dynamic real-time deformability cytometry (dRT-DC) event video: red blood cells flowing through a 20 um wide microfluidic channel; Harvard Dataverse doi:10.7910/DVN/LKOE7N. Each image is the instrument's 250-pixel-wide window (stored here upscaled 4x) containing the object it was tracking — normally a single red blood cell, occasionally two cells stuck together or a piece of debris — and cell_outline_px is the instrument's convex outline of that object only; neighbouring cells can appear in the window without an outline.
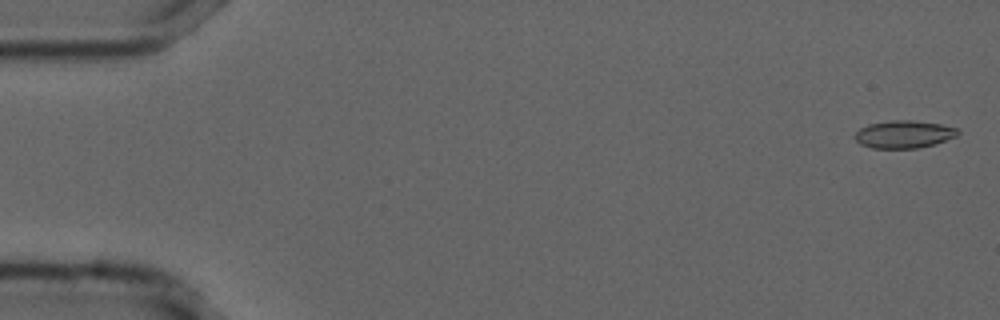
{"species": "common noctule bat (a hibernating species)", "species_latin": "Nyctalus noctula", "temperature_condition": "cold", "stored_images_in_passage": 52, "camera_frame_rate_fps": 3000, "um_per_image_px": 0.085, "animal": {"sex": "male", "forearm_length_mm": 52.5}, "frame": {"image": 1, "passage_image": 2, "time_ms": 0.333, "image_size_px": [1000, 320], "cell_outline_px": [[960, 132], [956, 136], [936, 144], [916, 148], [872, 148], [860, 144], [852, 136], [860, 128], [868, 124], [892, 120], [912, 120], [940, 124], [956, 128]], "centroid_in_image_um": [76.81, 11.41], "position_along_channel_um": 8.2, "area_um2": 16.59}}
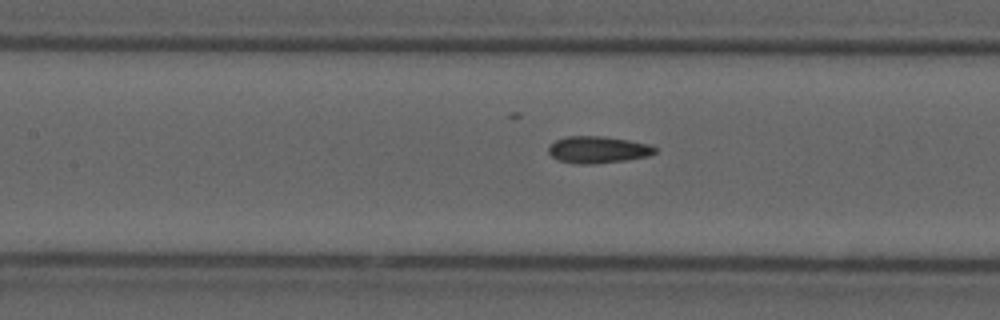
{"frame": {"image": 2, "passage_image": 25, "time_ms": 8.0, "image_size_px": [1000, 320], "cell_outline_px": [[656, 152], [648, 156], [624, 160], [592, 164], [576, 164], [560, 160], [552, 156], [548, 152], [548, 148], [556, 140], [568, 136], [604, 136], [652, 144], [656, 148]], "centroid_in_image_um": [50.85, 12.72], "position_along_channel_um": 156.6, "area_um2": 16.59}}
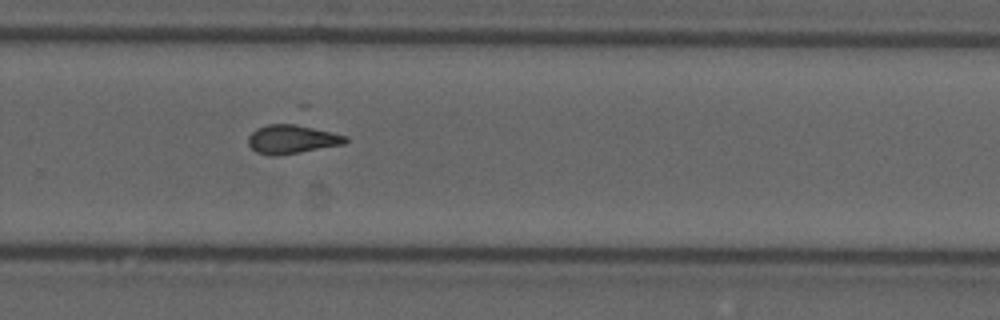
{"frame": {"image": 3, "passage_image": 37, "time_ms": 12.0, "image_size_px": [1000, 320], "cell_outline_px": [[348, 140], [344, 144], [280, 156], [268, 156], [256, 152], [248, 144], [248, 136], [256, 128], [268, 124], [292, 120], [296, 120], [348, 136]], "centroid_in_image_um": [24.85, 11.77], "position_along_channel_um": 304.9, "area_um2": 17.63}, "authors_computed_cell_mechanics": {"area_um2": 16.473, "velocity_mm_per_s": 3.7229, "shape_relaxation_time_tau1_ms": null, "shape_relaxation_time_tau2_ms": 2.6619, "deformation_change_tau1": null, "deformation_change_tau2": 0.0765}}